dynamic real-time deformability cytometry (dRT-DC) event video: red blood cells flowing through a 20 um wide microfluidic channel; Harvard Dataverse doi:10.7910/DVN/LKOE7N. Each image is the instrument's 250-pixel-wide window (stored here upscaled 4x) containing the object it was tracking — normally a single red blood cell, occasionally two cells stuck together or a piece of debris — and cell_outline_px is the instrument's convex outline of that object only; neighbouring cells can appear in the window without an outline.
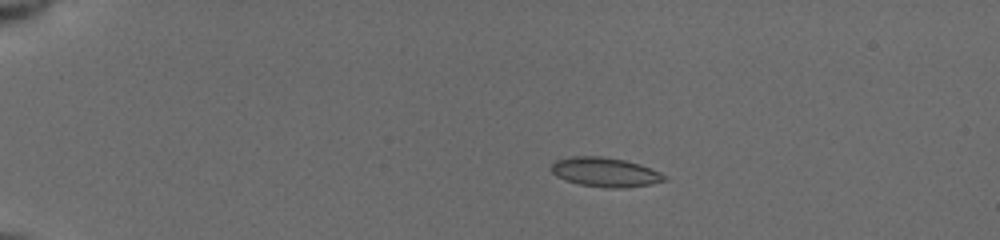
{"species": "common noctule bat (a hibernating species)", "species_latin": "Nyctalus noctula", "temperature_condition": "cold", "stored_images_in_passage": 43, "camera_frame_rate_fps": 3000, "um_per_image_px": 0.085, "animal": {"sex": "female", "body_mass_g": 19.5, "forearm_length_mm": 54.1}, "frame": {"image": 1, "passage_image": 1, "time_ms": 0.0, "image_size_px": [1000, 240], "cell_outline_px": [[668, 180], [648, 184], [620, 188], [604, 188], [580, 184], [556, 176], [552, 172], [552, 164], [556, 160], [572, 156], [600, 156], [624, 160], [640, 164], [660, 172], [668, 176]], "centroid_in_image_um": [51.46, 14.63], "position_along_channel_um": 33.5, "area_um2": 19.19}}
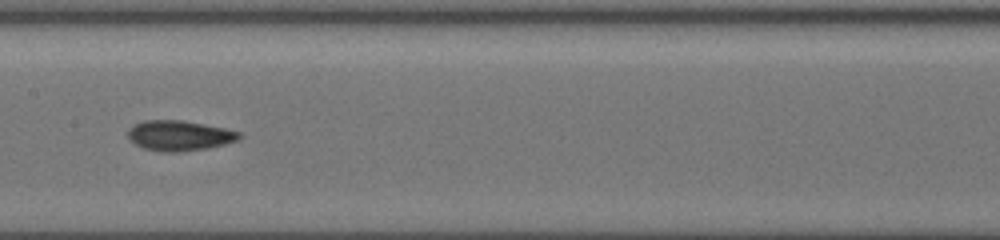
{"frame": {"image": 2, "passage_image": 19, "time_ms": 6.0, "image_size_px": [1000, 240], "cell_outline_px": [[244, 136], [236, 140], [224, 144], [208, 148], [180, 152], [164, 152], [144, 148], [136, 144], [128, 136], [128, 128], [132, 124], [144, 120], [180, 120], [224, 128], [240, 132]], "centroid_in_image_um": [15.23, 11.52], "position_along_channel_um": 192.2, "area_um2": 19.54}}
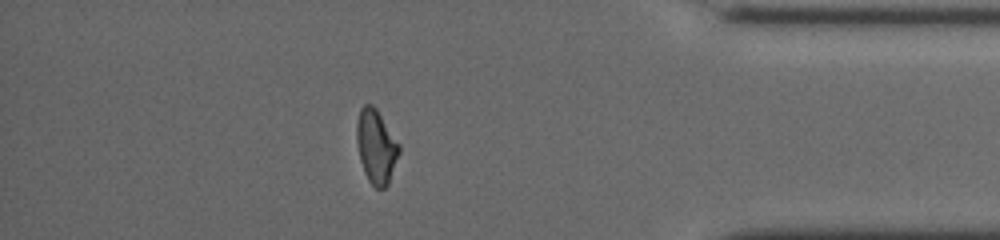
{"frame": {"image": 3, "passage_image": 37, "time_ms": 12.0, "image_size_px": [1000, 240], "cell_outline_px": [[400, 152], [388, 184], [384, 188], [376, 188], [368, 180], [364, 172], [360, 160], [356, 140], [356, 124], [360, 108], [364, 104], [372, 104], [376, 108], [400, 144]], "centroid_in_image_um": [31.97, 12.44], "position_along_channel_um": 403.2, "area_um2": 18.32}, "authors_computed_cell_mechanics": {"area_um2": 18.4382, "velocity_mm_per_s": 3.9513, "shape_relaxation_time_tau1_ms": 8.2711, "shape_relaxation_time_tau2_ms": 3.0406, "deformation_change_tau1": 0.1801, "deformation_change_tau2": 0.0807}}